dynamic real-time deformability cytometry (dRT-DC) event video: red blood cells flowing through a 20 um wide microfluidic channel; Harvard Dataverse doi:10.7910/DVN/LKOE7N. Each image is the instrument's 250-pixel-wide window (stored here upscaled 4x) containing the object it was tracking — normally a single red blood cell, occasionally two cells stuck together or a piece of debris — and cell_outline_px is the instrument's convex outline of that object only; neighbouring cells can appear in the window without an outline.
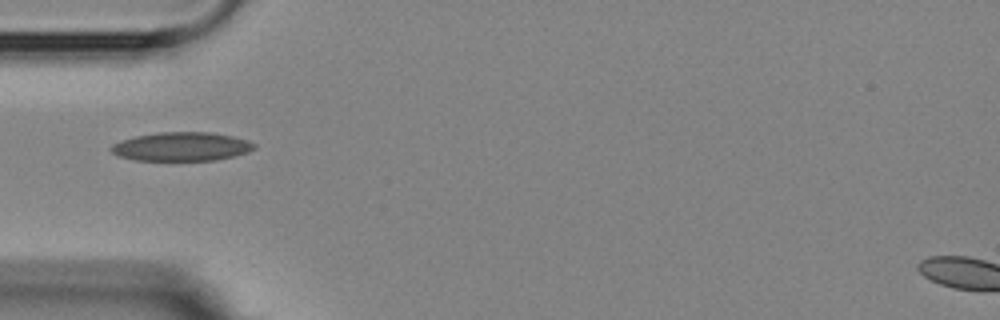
{"species": "Egyptian fruit bat (a non-hibernating species)", "species_latin": "Rousettus aegyptiacus", "temperature_condition": "room temperature", "stored_images_in_passage": 1, "camera_frame_rate_fps": 3000, "um_per_image_px": 0.085, "animal": {"sex": "female"}, "frame": {"image": 1, "passage_image": 1, "time_ms": 0.0, "image_size_px": [1000, 320], "cell_outline_px": [[256, 148], [248, 152], [216, 160], [132, 160], [120, 156], [112, 152], [108, 148], [112, 144], [120, 140], [136, 136], [156, 132], [212, 132], [232, 136], [248, 140], [256, 144]], "centroid_in_image_um": [15.42, 12.45], "position_along_channel_um": 69.6, "area_um2": 24.1}}